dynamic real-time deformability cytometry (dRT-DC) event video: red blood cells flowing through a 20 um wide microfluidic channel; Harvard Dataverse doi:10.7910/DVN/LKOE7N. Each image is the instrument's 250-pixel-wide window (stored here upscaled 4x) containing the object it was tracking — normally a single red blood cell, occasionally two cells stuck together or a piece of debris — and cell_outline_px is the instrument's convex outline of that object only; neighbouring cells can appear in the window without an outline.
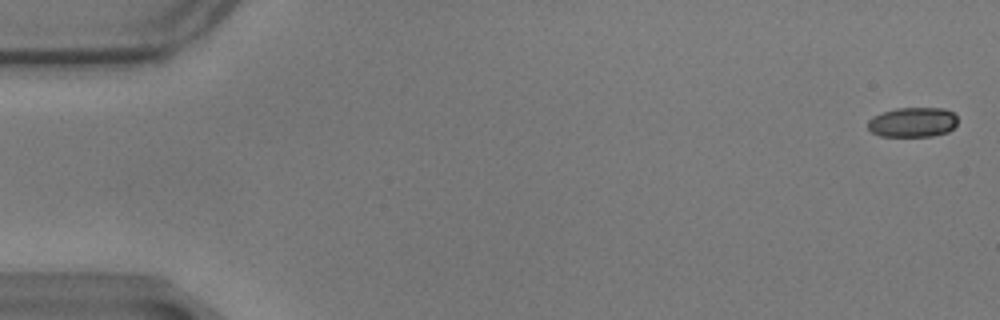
{"species": "common noctule bat (a hibernating species)", "species_latin": "Nyctalus noctula", "temperature_condition": "warm", "stored_images_in_passage": 57, "camera_frame_rate_fps": 3000, "um_per_image_px": 0.085, "animal": {"sex": "male", "body_mass_g": 17.9}, "frame": {"image": 1, "passage_image": 2, "time_ms": 0.333, "image_size_px": [1000, 320], "cell_outline_px": [[956, 124], [948, 132], [932, 136], [880, 136], [872, 132], [868, 128], [868, 120], [884, 112], [896, 108], [944, 108], [952, 112], [956, 116]], "centroid_in_image_um": [77.59, 10.39], "position_along_channel_um": 7.4, "area_um2": 15.43}}
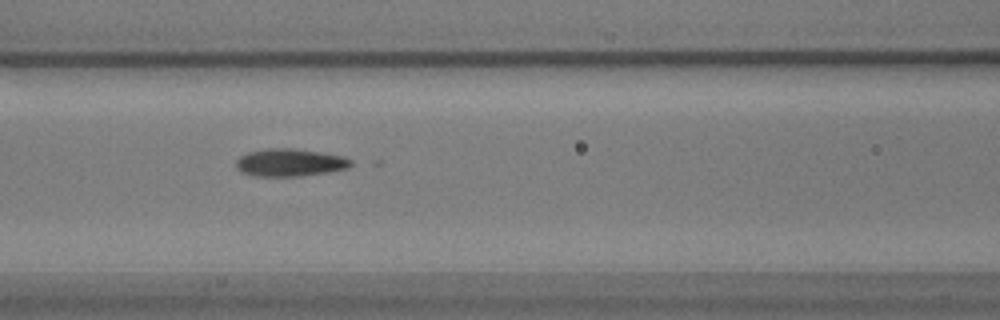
{"frame": {"image": 2, "passage_image": 26, "time_ms": 8.333, "image_size_px": [1000, 320], "cell_outline_px": [[356, 164], [348, 168], [328, 172], [300, 176], [256, 176], [240, 172], [236, 168], [236, 160], [240, 156], [248, 152], [264, 148], [292, 148], [320, 152], [344, 156], [352, 160]], "centroid_in_image_um": [24.66, 13.81], "position_along_channel_um": 141.9, "area_um2": 18.73}}
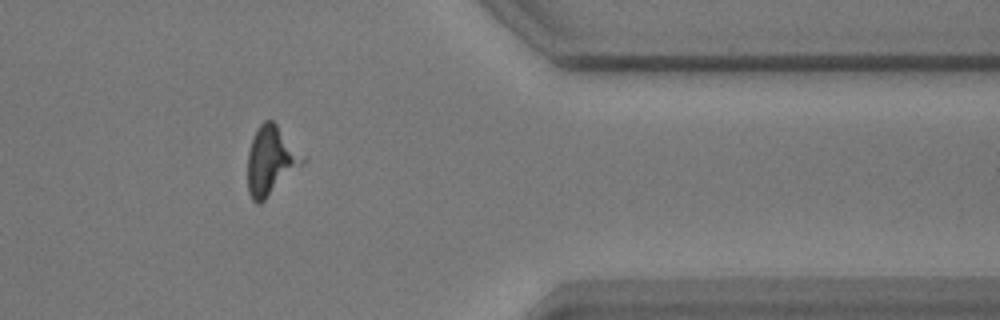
{"frame": {"image": 3, "passage_image": 49, "time_ms": 16.0, "image_size_px": [1000, 320], "cell_outline_px": [[308, 160], [304, 164], [260, 204], [256, 204], [252, 200], [248, 192], [248, 152], [256, 128], [264, 120], [272, 120], [276, 124]], "centroid_in_image_um": [23.03, 13.67], "position_along_channel_um": 388.4, "area_um2": 22.02}, "authors_computed_cell_mechanics": {"area_um2": 17.8024, "velocity_mm_per_s": 3.4699, "shape_relaxation_time_tau1_ms": 7.8553, "shape_relaxation_time_tau2_ms": null, "deformation_change_tau1": 0.2742, "deformation_change_tau2": null}}